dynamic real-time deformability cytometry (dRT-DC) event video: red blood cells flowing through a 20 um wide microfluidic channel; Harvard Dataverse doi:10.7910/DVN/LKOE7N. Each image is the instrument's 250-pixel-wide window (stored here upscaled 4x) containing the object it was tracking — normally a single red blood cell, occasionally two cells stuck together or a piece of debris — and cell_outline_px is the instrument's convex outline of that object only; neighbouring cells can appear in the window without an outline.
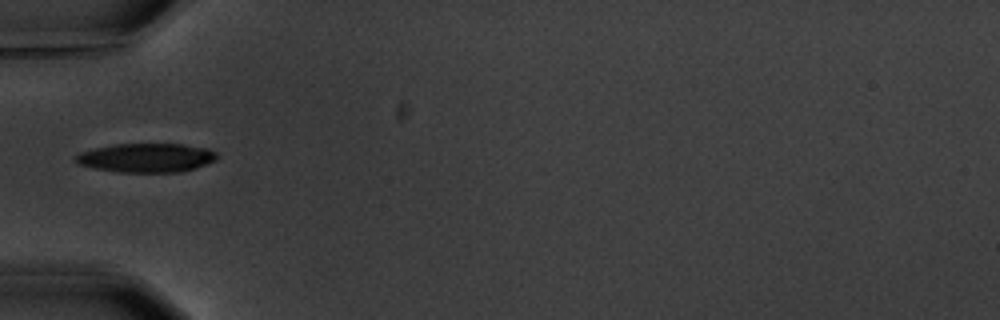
{"species": "common noctule bat (a hibernating species)", "species_latin": "Nyctalus noctula", "temperature_condition": "warm", "stored_images_in_passage": 3, "camera_frame_rate_fps": 3000, "um_per_image_px": 0.085, "animal": {"sex": "male", "body_mass_g": 20.1, "forearm_length_mm": 53.5}, "frame": {"image": 1, "passage_image": 1, "time_ms": 0.0, "image_size_px": [1000, 320], "cell_outline_px": [[216, 160], [196, 168], [180, 172], [116, 172], [96, 168], [80, 164], [72, 160], [80, 152], [112, 144], [184, 144], [208, 148], [216, 152]], "centroid_in_image_um": [12.45, 13.41], "position_along_channel_um": 72.5, "area_um2": 23.87}}
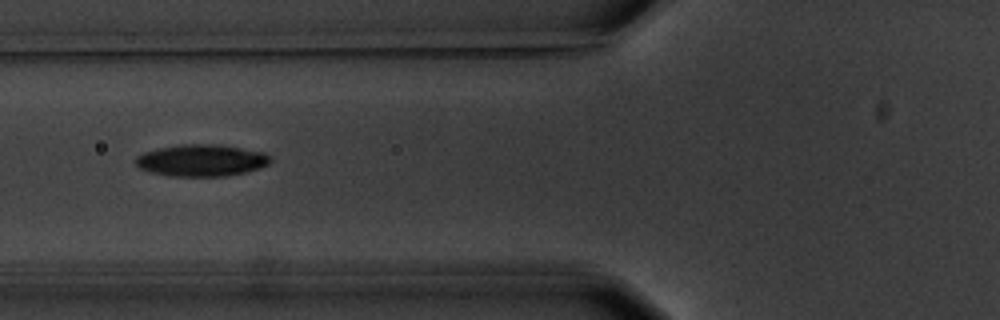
{"frame": {"image": 2, "passage_image": 2, "time_ms": 1.0, "image_size_px": [1000, 320], "cell_outline_px": [[272, 160], [268, 164], [244, 172], [224, 176], [168, 176], [148, 172], [140, 168], [136, 164], [136, 156], [144, 152], [160, 148], [180, 144], [220, 144], [264, 152], [272, 156]], "centroid_in_image_um": [17.11, 13.62], "position_along_channel_um": 108.7, "area_um2": 25.03}}